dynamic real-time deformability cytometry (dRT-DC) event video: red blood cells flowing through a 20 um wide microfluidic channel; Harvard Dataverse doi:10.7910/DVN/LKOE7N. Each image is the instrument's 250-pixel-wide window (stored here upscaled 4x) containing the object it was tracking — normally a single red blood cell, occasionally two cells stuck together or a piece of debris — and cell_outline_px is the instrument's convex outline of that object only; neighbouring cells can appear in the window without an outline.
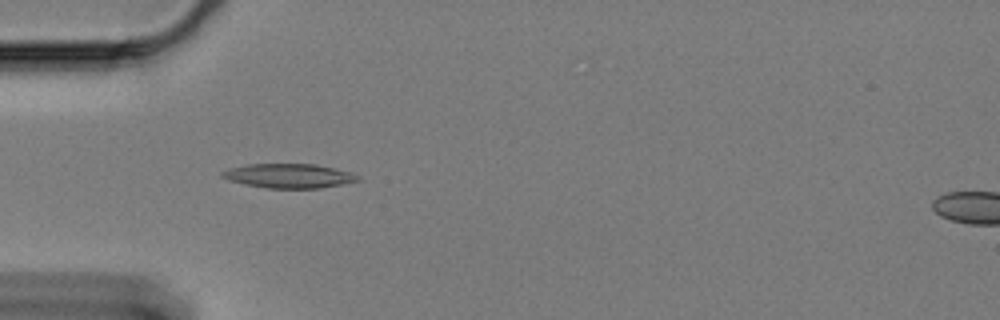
{"species": "Egyptian fruit bat (a non-hibernating species)", "species_latin": "Rousettus aegyptiacus", "temperature_condition": "cold", "stored_images_in_passage": 43, "camera_frame_rate_fps": 3000, "um_per_image_px": 0.085, "animal": {"sex": "female"}, "frame": {"image": 1, "passage_image": 1, "time_ms": 0.0, "image_size_px": [1000, 320], "cell_outline_px": [[360, 180], [320, 188], [268, 188], [228, 180], [220, 176], [220, 172], [228, 168], [248, 164], [316, 164], [352, 172], [360, 176]], "centroid_in_image_um": [24.55, 14.93], "position_along_channel_um": 60.4, "area_um2": 19.13}}
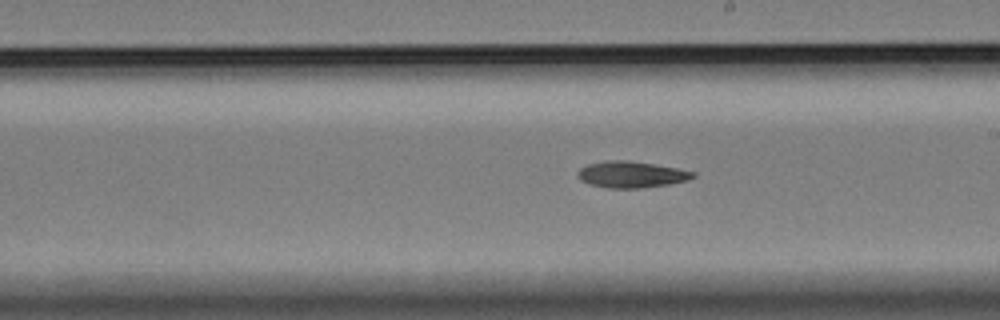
{"frame": {"image": 2, "passage_image": 17, "time_ms": 5.333, "image_size_px": [1000, 320], "cell_outline_px": [[696, 176], [688, 180], [668, 184], [644, 188], [608, 188], [588, 184], [580, 180], [576, 176], [576, 172], [580, 168], [588, 164], [608, 160], [628, 160], [676, 168], [696, 172]], "centroid_in_image_um": [53.63, 14.84], "position_along_channel_um": 235.4, "area_um2": 17.8}}
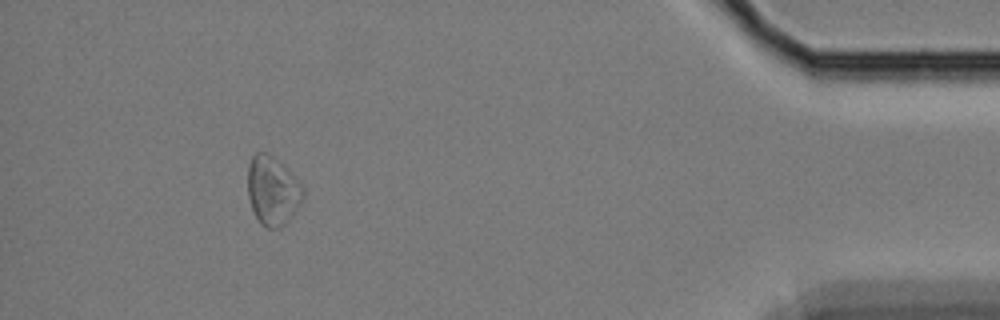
{"frame": {"image": 3, "passage_image": 38, "time_ms": 12.333, "image_size_px": [1000, 320], "cell_outline_px": [[304, 196], [296, 212], [284, 224], [276, 228], [264, 228], [260, 224], [252, 208], [248, 196], [248, 164], [252, 156], [256, 152], [264, 152], [284, 164], [304, 188]], "centroid_in_image_um": [23.17, 16.21], "position_along_channel_um": 412.0, "area_um2": 22.25}}